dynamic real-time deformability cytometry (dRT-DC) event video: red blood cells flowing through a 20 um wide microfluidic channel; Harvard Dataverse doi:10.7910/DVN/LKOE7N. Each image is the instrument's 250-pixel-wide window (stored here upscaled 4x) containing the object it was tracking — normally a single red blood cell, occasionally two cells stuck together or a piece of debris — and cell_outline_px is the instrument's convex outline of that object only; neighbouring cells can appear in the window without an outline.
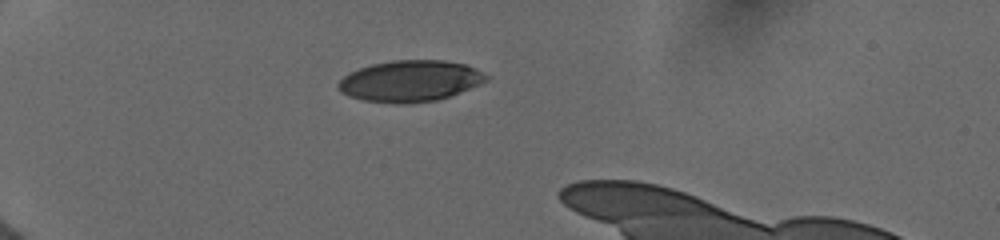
{"species": "human", "species_latin": "Homo sapiens", "temperature_condition": "cold", "stored_images_in_passage": 5, "camera_frame_rate_fps": 3000, "um_per_image_px": 0.085, "donor": {"sex": "female"}, "frame": {"image": 1, "passage_image": 1, "time_ms": 0.0, "image_size_px": [1000, 240], "cell_outline_px": [[492, 76], [488, 80], [448, 96], [436, 100], [408, 104], [396, 104], [364, 100], [348, 96], [340, 92], [336, 88], [336, 84], [344, 76], [360, 68], [372, 64], [392, 60], [444, 60], [464, 64]], "centroid_in_image_um": [34.83, 6.89], "position_along_channel_um": 50.2, "area_um2": 35.49}}
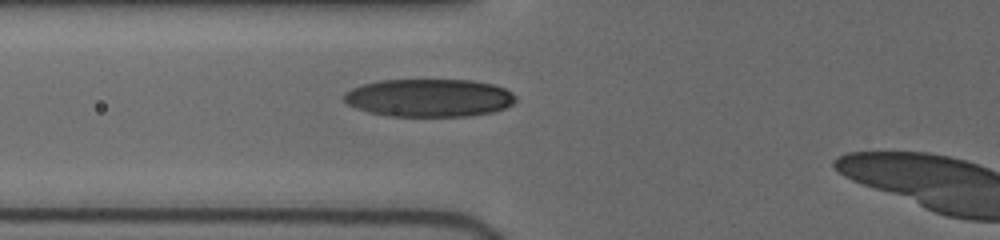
{"frame": {"image": 2, "passage_image": 4, "time_ms": 2.0, "image_size_px": [1000, 240], "cell_outline_px": [[516, 100], [512, 104], [496, 112], [472, 116], [388, 116], [368, 112], [356, 108], [348, 104], [344, 100], [344, 92], [352, 88], [364, 84], [380, 80], [472, 80], [492, 84], [504, 88], [512, 92], [516, 96]], "centroid_in_image_um": [36.5, 8.32], "position_along_channel_um": 89.3, "area_um2": 38.15}}